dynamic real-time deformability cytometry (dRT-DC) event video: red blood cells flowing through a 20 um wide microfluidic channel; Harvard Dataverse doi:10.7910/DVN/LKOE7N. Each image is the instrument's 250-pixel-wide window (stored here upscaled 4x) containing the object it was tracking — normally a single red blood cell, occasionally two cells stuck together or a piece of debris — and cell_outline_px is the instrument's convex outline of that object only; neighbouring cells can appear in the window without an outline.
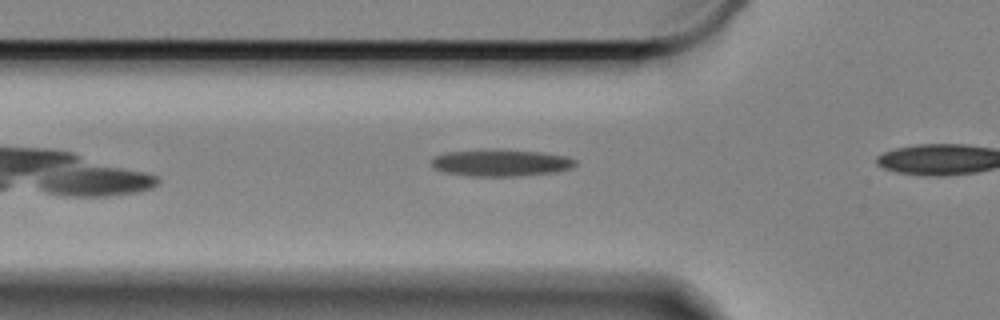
{"species": "Egyptian fruit bat (a non-hibernating species)", "species_latin": "Rousettus aegyptiacus", "temperature_condition": "cold", "stored_images_in_passage": 6, "camera_frame_rate_fps": 3000, "um_per_image_px": 0.085, "animal": {"sex": "female"}, "frame": {"image": 1, "passage_image": 4, "time_ms": 1.0, "image_size_px": [1000, 320], "cell_outline_px": [[576, 164], [572, 168], [556, 172], [520, 176], [472, 176], [444, 172], [436, 168], [432, 164], [432, 160], [436, 156], [448, 152], [536, 152], [564, 156], [576, 160]], "centroid_in_image_um": [42.63, 13.9], "position_along_channel_um": 83.2, "area_um2": 21.15}}